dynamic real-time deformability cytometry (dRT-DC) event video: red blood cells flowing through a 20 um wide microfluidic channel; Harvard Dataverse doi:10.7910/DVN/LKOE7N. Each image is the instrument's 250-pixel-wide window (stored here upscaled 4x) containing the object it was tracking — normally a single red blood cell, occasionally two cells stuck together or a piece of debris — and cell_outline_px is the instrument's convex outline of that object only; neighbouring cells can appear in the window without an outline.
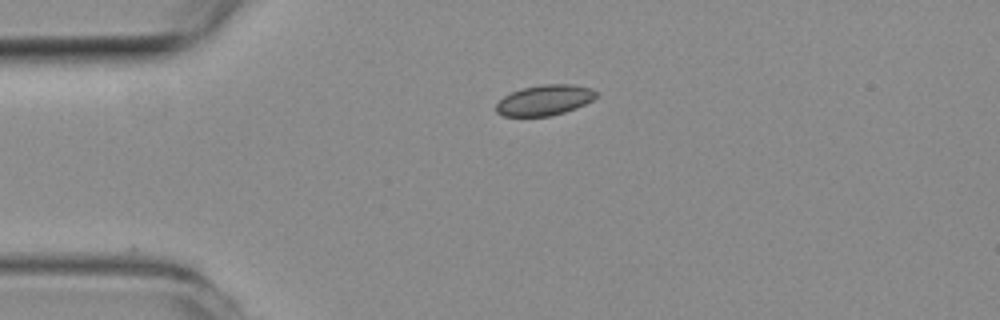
{"species": "common noctule bat (a hibernating species)", "species_latin": "Nyctalus noctula", "temperature_condition": "room temperature", "stored_images_in_passage": 3, "camera_frame_rate_fps": 3000, "um_per_image_px": 0.085, "animal": {"sex": "female", "body_mass_g": 19.3, "forearm_length_mm": 54.1}, "frame": {"image": 1, "passage_image": 1, "time_ms": 0.0, "image_size_px": [1000, 320], "cell_outline_px": [[600, 92], [592, 100], [576, 108], [564, 112], [548, 116], [504, 116], [496, 112], [496, 104], [504, 96], [512, 92], [524, 88], [540, 84], [572, 84], [592, 88]], "centroid_in_image_um": [46.32, 8.5], "position_along_channel_um": 38.7, "area_um2": 17.74}}